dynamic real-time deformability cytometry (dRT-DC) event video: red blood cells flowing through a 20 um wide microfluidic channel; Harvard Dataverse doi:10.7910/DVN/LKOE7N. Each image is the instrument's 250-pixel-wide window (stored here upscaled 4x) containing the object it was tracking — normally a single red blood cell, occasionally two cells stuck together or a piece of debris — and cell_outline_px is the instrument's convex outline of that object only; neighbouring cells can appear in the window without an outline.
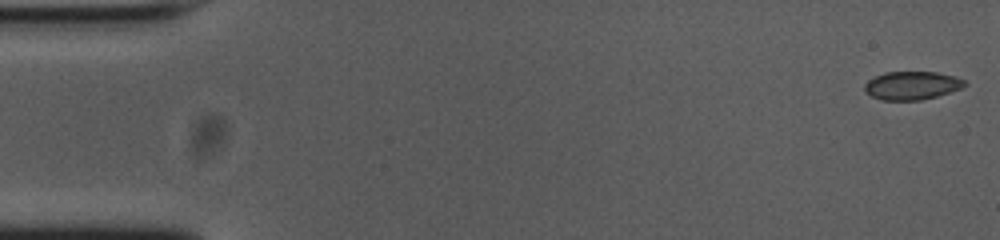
{"species": "common noctule bat (a hibernating species)", "species_latin": "Nyctalus noctula", "temperature_condition": "cold", "stored_images_in_passage": 54, "camera_frame_rate_fps": 3000, "um_per_image_px": 0.085, "animal": {"sex": "female", "body_mass_g": 23.0, "forearm_length_mm": 53.4}, "frame": {"image": 1, "passage_image": 1, "time_ms": 0.0, "image_size_px": [1000, 240], "cell_outline_px": [[968, 84], [964, 88], [936, 96], [920, 100], [880, 100], [872, 96], [864, 88], [864, 84], [868, 80], [884, 72], [936, 72], [956, 76], [964, 80]], "centroid_in_image_um": [77.55, 7.26], "position_along_channel_um": 7.5, "area_um2": 16.53}}
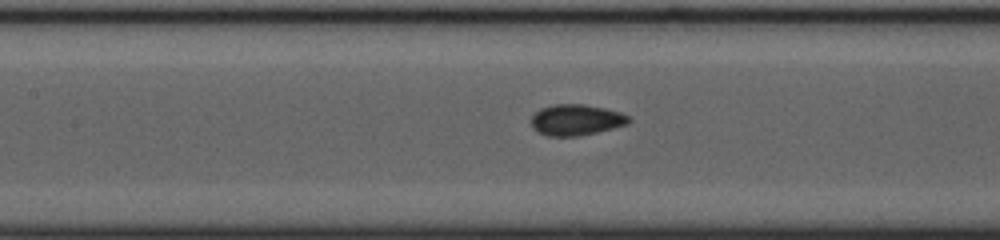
{"frame": {"image": 2, "passage_image": 24, "time_ms": 7.667, "image_size_px": [1000, 240], "cell_outline_px": [[632, 120], [628, 124], [596, 132], [576, 136], [548, 136], [532, 128], [532, 116], [540, 108], [552, 104], [584, 104], [604, 108], [620, 112], [628, 116]], "centroid_in_image_um": [48.97, 10.18], "position_along_channel_um": 158.4, "area_um2": 17.51}}
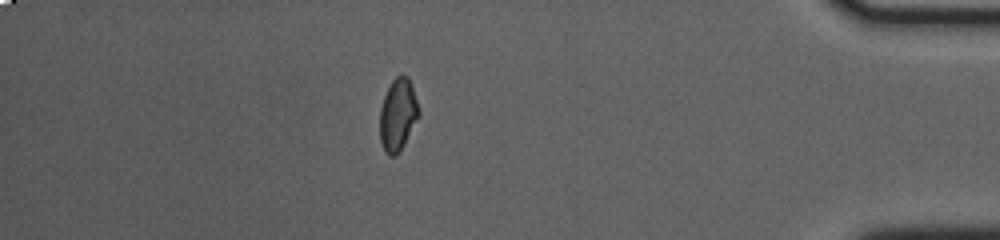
{"frame": {"image": 3, "passage_image": 47, "time_ms": 15.333, "image_size_px": [1000, 240], "cell_outline_px": [[420, 116], [400, 152], [396, 156], [388, 156], [384, 152], [380, 140], [380, 108], [384, 96], [392, 80], [396, 76], [408, 76], [412, 84], [420, 112]], "centroid_in_image_um": [33.83, 9.79], "position_along_channel_um": 401.4, "area_um2": 16.65}, "authors_computed_cell_mechanics": {"area_um2": 16.9932, "velocity_mm_per_s": 3.7528, "shape_relaxation_time_tau1_ms": null, "shape_relaxation_time_tau2_ms": 1.2775, "deformation_change_tau1": null, "deformation_change_tau2": 0.0439}}